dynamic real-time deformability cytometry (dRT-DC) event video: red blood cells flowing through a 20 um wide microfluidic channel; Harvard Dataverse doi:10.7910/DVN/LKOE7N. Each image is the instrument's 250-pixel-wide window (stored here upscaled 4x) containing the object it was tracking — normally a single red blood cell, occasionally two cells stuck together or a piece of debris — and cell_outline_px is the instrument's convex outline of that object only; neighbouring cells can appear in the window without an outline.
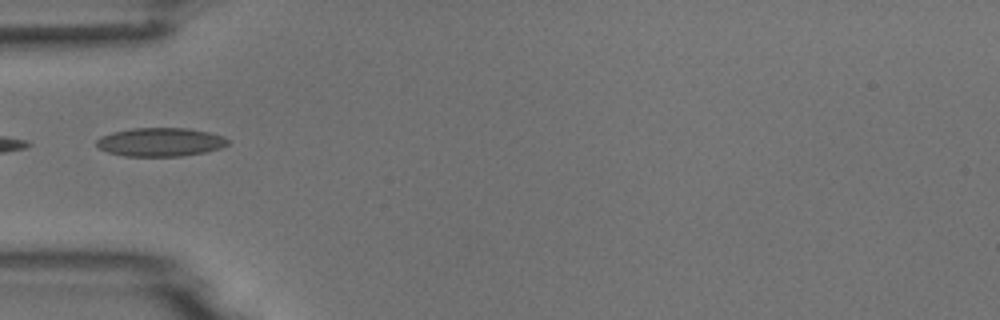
{"species": "common noctule bat (a hibernating species)", "species_latin": "Nyctalus noctula", "temperature_condition": "room temperature", "stored_images_in_passage": 7, "camera_frame_rate_fps": 3000, "um_per_image_px": 0.085, "animal": {"sex": "male", "body_mass_g": 18.8}, "frame": {"image": 1, "passage_image": 5, "time_ms": 4.667, "image_size_px": [1000, 320], "cell_outline_px": [[232, 140], [228, 144], [220, 148], [204, 152], [180, 156], [124, 156], [108, 152], [100, 148], [96, 144], [96, 140], [100, 136], [112, 132], [132, 128], [188, 128], [208, 132], [224, 136]], "centroid_in_image_um": [13.64, 12.07], "position_along_channel_um": 71.4, "area_um2": 21.96}}